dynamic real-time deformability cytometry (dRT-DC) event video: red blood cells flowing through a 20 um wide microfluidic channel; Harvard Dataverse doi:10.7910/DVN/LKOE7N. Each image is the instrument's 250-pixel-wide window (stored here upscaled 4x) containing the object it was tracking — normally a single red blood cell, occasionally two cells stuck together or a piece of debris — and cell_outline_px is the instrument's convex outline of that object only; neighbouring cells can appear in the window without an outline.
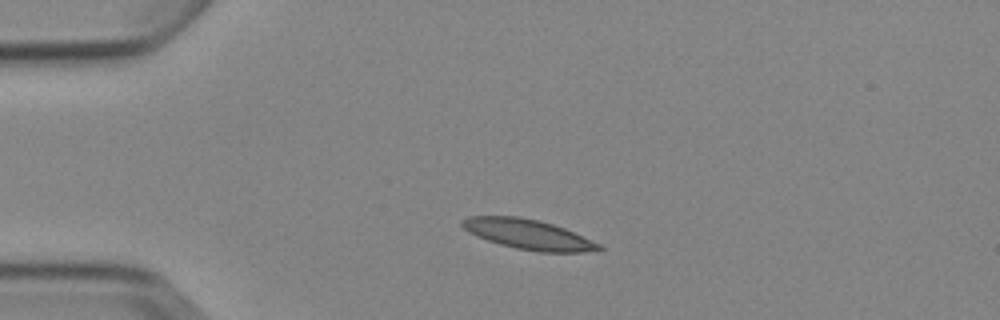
{"species": "Egyptian fruit bat (a non-hibernating species)", "species_latin": "Rousettus aegyptiacus", "temperature_condition": "cold", "stored_images_in_passage": 3, "camera_frame_rate_fps": 3000, "um_per_image_px": 0.085, "animal": {"sex": "female"}, "frame": {"image": 1, "passage_image": 2, "time_ms": 1.0, "image_size_px": [1000, 320], "cell_outline_px": [[604, 248], [584, 252], [540, 252], [516, 248], [500, 244], [476, 236], [468, 232], [460, 224], [460, 220], [468, 216], [520, 216], [540, 220], [564, 228], [600, 244]], "centroid_in_image_um": [44.85, 19.91], "position_along_channel_um": 40.2, "area_um2": 23.76}}